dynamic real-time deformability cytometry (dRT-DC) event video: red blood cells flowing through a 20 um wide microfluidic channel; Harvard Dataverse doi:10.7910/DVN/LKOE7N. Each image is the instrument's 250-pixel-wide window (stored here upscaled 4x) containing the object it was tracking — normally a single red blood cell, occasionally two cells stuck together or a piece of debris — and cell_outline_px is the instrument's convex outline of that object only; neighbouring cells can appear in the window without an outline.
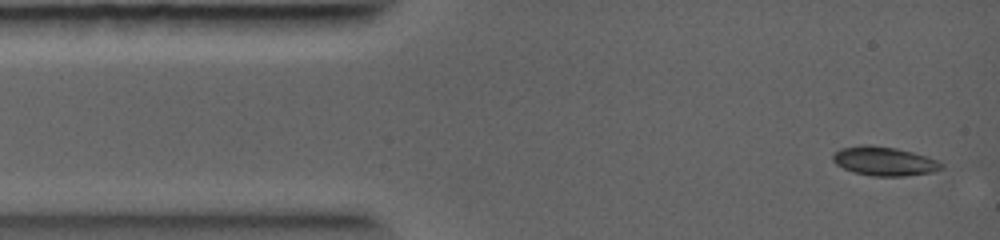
{"species": "common noctule bat (a hibernating species)", "species_latin": "Nyctalus noctula", "temperature_condition": "warm", "stored_images_in_passage": 23, "camera_frame_rate_fps": 5000, "um_per_image_px": 0.085, "animal": {"sex": "female", "body_mass_g": 19.0, "forearm_length_mm": 56.7}, "frame": {"image": 1, "passage_image": 1, "time_ms": 0.0, "image_size_px": [1000, 240], "cell_outline_px": [[944, 168], [932, 172], [904, 176], [872, 176], [856, 172], [844, 168], [836, 164], [832, 160], [832, 156], [840, 148], [860, 144], [864, 144], [896, 148], [928, 156], [944, 164]], "centroid_in_image_um": [75.17, 13.69], "position_along_channel_um": 9.8, "area_um2": 18.32}}
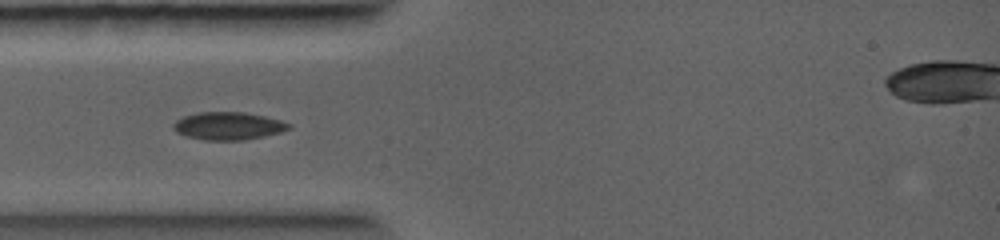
{"frame": {"image": 2, "passage_image": 10, "time_ms": 2.0, "image_size_px": [1000, 240], "cell_outline_px": [[292, 128], [280, 132], [264, 136], [244, 140], [204, 140], [188, 136], [176, 132], [172, 128], [172, 124], [176, 120], [184, 116], [196, 112], [244, 112], [264, 116], [280, 120], [292, 124]], "centroid_in_image_um": [19.4, 10.7], "position_along_channel_um": 65.6, "area_um2": 18.73}}
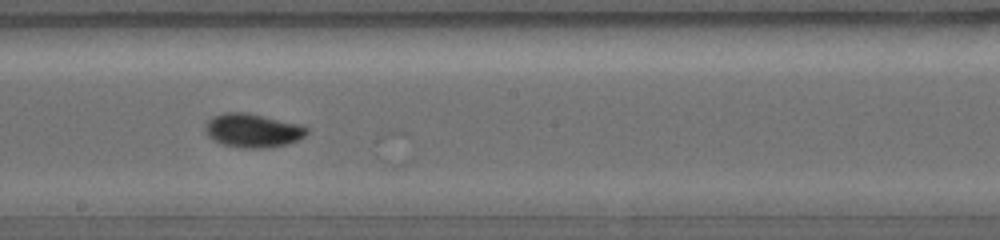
{"frame": {"image": 3, "passage_image": 22, "time_ms": 4.6, "image_size_px": [1000, 240], "cell_outline_px": [[308, 132], [304, 136], [288, 144], [268, 148], [240, 148], [224, 144], [212, 140], [204, 132], [204, 124], [212, 116], [224, 112], [248, 112], [300, 124], [308, 128]], "centroid_in_image_um": [21.44, 11.08], "position_along_channel_um": 226.8, "area_um2": 20.29}}